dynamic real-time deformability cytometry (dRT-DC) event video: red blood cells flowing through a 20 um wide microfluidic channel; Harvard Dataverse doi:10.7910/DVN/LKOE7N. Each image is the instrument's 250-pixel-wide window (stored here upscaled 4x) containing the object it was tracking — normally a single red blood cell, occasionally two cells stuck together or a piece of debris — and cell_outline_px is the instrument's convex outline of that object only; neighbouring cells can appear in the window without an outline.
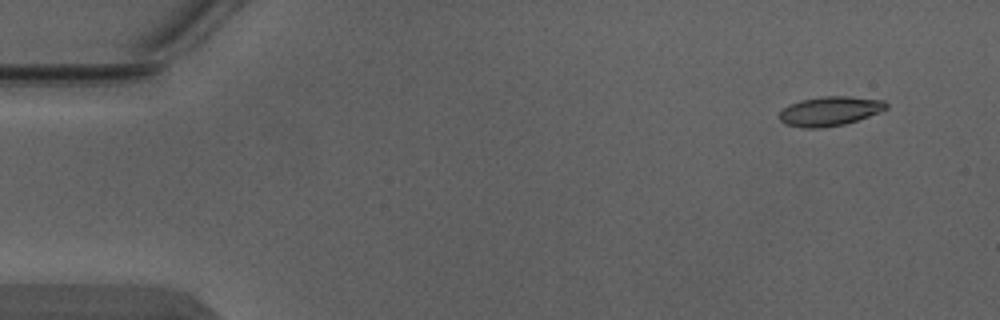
{"species": "Egyptian fruit bat (a non-hibernating species)", "species_latin": "Rousettus aegyptiacus", "temperature_condition": "warm", "stored_images_in_passage": 4, "camera_frame_rate_fps": 3000, "um_per_image_px": 0.085, "animal": {"sex": "male"}, "frame": {"image": 1, "passage_image": 1, "time_ms": 0.0, "image_size_px": [1000, 320], "cell_outline_px": [[888, 108], [880, 112], [844, 124], [820, 128], [804, 128], [784, 124], [780, 120], [780, 112], [788, 104], [800, 100], [824, 96], [848, 96], [884, 100], [888, 104]], "centroid_in_image_um": [70.53, 9.44], "position_along_channel_um": 14.5, "area_um2": 18.26}}
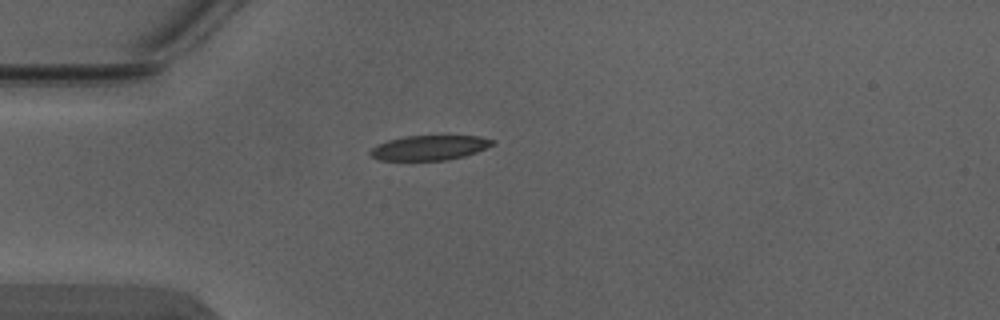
{"frame": {"image": 2, "passage_image": 4, "time_ms": 1.0, "image_size_px": [1000, 320], "cell_outline_px": [[496, 144], [476, 152], [464, 156], [444, 160], [380, 160], [368, 156], [368, 152], [376, 144], [388, 140], [404, 136], [480, 136], [496, 140]], "centroid_in_image_um": [36.49, 12.55], "position_along_channel_um": 48.5, "area_um2": 17.8}}